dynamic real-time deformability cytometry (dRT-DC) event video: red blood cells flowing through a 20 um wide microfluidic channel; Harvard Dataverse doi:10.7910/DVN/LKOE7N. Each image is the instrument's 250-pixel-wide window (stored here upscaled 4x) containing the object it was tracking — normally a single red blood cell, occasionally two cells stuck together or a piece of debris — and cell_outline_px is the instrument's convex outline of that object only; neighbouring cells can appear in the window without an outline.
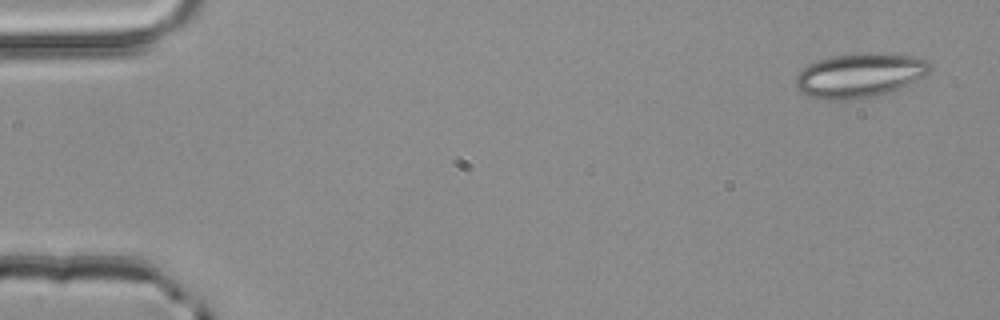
{"species": "common noctule bat (a hibernating species)", "species_latin": "Nyctalus noctula", "temperature_condition": "room temperature", "stored_images_in_passage": 50, "camera_frame_rate_fps": 3000, "um_per_image_px": 0.085, "animal": {"sex": "male", "body_mass_g": 20.4}, "frame": {"image": 1, "passage_image": 1, "time_ms": 0.0, "image_size_px": [1000, 320], "cell_outline_px": [[932, 68], [924, 76], [900, 88], [888, 92], [872, 96], [844, 100], [828, 100], [808, 96], [796, 88], [796, 76], [808, 64], [832, 56], [864, 52], [876, 52], [912, 56], [924, 60]], "centroid_in_image_um": [73.05, 6.39], "position_along_channel_um": 12.0, "area_um2": 34.33}}
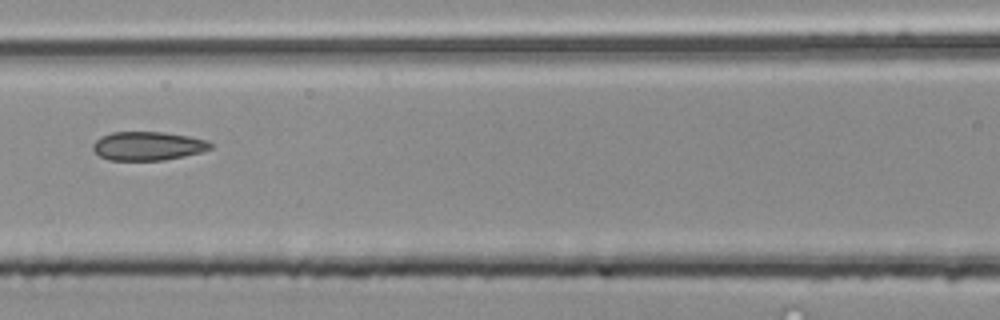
{"frame": {"image": 2, "passage_image": 22, "time_ms": 7.0, "image_size_px": [1000, 320], "cell_outline_px": [[212, 148], [200, 152], [184, 156], [164, 160], [108, 160], [100, 156], [92, 148], [92, 144], [100, 136], [112, 132], [164, 132], [188, 136], [204, 140], [212, 144]], "centroid_in_image_um": [12.53, 12.41], "position_along_channel_um": 154.1, "area_um2": 19.59}}
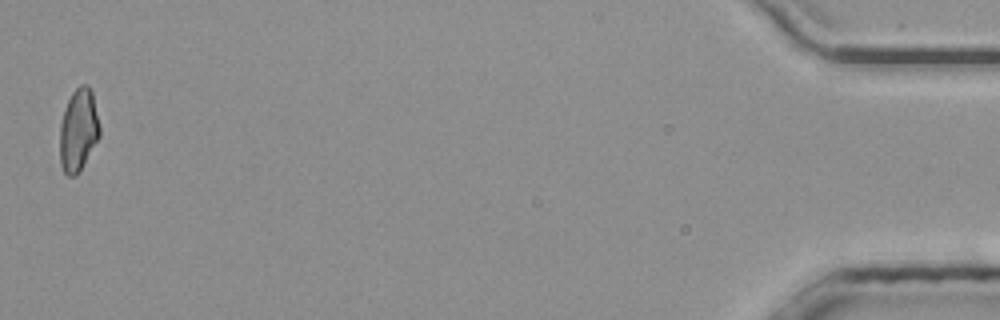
{"frame": {"image": 3, "passage_image": 50, "time_ms": 16.333, "image_size_px": [1000, 320], "cell_outline_px": [[100, 136], [76, 176], [68, 176], [64, 172], [60, 164], [60, 124], [64, 108], [72, 92], [80, 84], [88, 84], [92, 92], [100, 128]], "centroid_in_image_um": [6.65, 11.04], "position_along_channel_um": 428.5, "area_um2": 19.13}, "authors_computed_cell_mechanics": {"area_um2": 19.9699, "velocity_mm_per_s": 3.9912, "shape_relaxation_time_tau1_ms": null, "shape_relaxation_time_tau2_ms": 1.82, "deformation_change_tau1": null, "deformation_change_tau2": 0.0896}}